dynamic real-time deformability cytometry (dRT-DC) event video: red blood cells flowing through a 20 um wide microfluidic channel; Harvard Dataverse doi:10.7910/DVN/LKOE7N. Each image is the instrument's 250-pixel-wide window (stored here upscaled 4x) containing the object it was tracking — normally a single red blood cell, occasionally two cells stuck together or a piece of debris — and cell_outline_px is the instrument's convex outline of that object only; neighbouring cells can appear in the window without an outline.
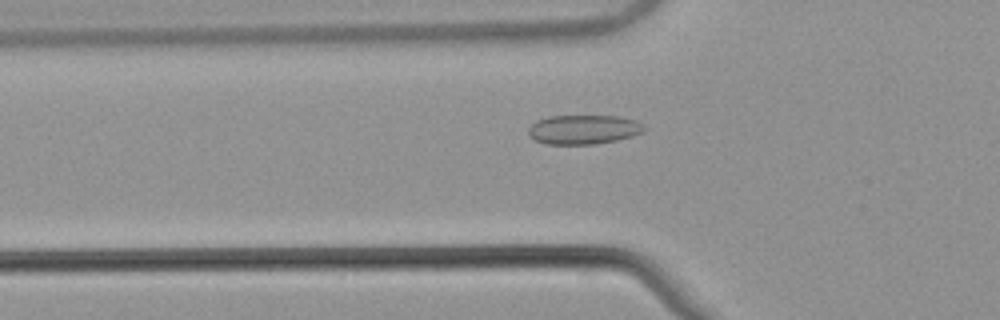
{"species": "common noctule bat (a hibernating species)", "species_latin": "Nyctalus noctula", "temperature_condition": "warm", "stored_images_in_passage": 42, "camera_frame_rate_fps": 3000, "um_per_image_px": 0.085, "animal": {"sex": "male", "body_mass_g": 21.5, "forearm_length_mm": 52.0}, "frame": {"image": 1, "passage_image": 7, "time_ms": 2.0, "image_size_px": [1000, 320], "cell_outline_px": [[648, 128], [644, 132], [632, 136], [616, 140], [596, 144], [544, 144], [528, 136], [528, 128], [536, 120], [548, 116], [620, 116], [636, 120], [644, 124]], "centroid_in_image_um": [49.62, 11.0], "position_along_channel_um": 76.2, "area_um2": 20.06}}
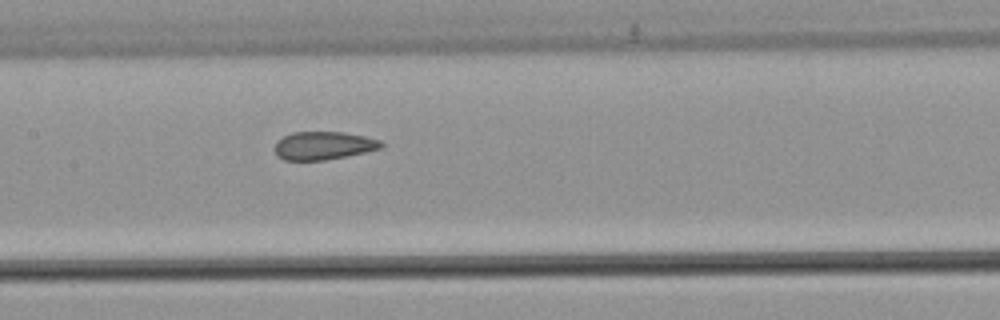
{"frame": {"image": 2, "passage_image": 15, "time_ms": 4.667, "image_size_px": [1000, 320], "cell_outline_px": [[384, 148], [324, 160], [284, 160], [276, 156], [272, 148], [276, 140], [292, 132], [344, 132], [364, 136], [380, 140], [384, 144]], "centroid_in_image_um": [27.44, 12.37], "position_along_channel_um": 180.0, "area_um2": 17.63}}
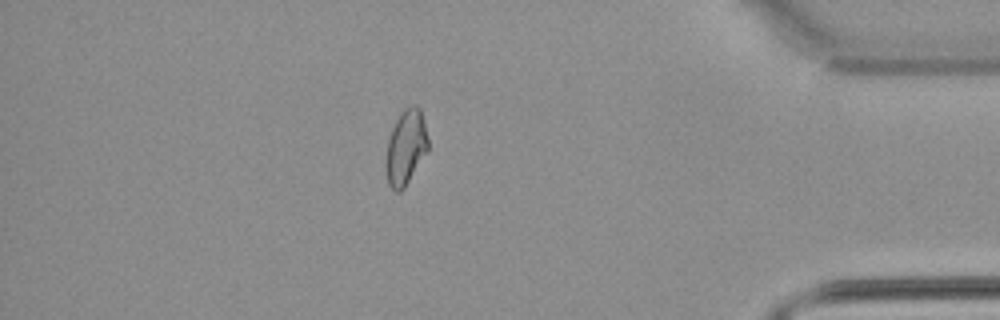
{"frame": {"image": 3, "passage_image": 35, "time_ms": 11.333, "image_size_px": [1000, 320], "cell_outline_px": [[428, 152], [404, 188], [400, 192], [396, 192], [388, 184], [384, 168], [384, 160], [388, 140], [392, 128], [400, 112], [404, 108], [412, 104], [416, 104], [420, 108], [428, 136]], "centroid_in_image_um": [34.48, 12.53], "position_along_channel_um": 400.7, "area_um2": 18.9}, "authors_computed_cell_mechanics": {"area_um2": 18.5538, "velocity_mm_per_s": 3.8684, "shape_relaxation_time_tau1_ms": null, "shape_relaxation_time_tau2_ms": 1.6337, "deformation_change_tau1": null, "deformation_change_tau2": 0.0592}}